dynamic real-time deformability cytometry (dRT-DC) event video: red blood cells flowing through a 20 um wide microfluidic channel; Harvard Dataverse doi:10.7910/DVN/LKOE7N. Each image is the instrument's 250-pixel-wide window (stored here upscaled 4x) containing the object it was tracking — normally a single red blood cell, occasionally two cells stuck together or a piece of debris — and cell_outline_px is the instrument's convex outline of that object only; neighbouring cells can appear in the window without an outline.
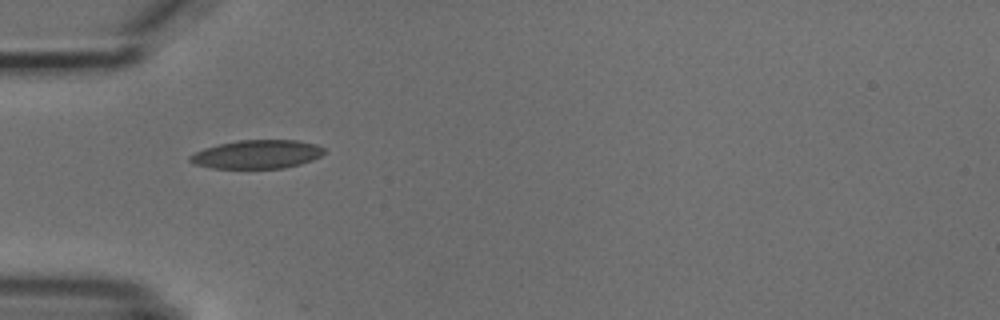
{"species": "common noctule bat (a hibernating species)", "species_latin": "Nyctalus noctula", "temperature_condition": "cold", "stored_images_in_passage": 3, "camera_frame_rate_fps": 3000, "um_per_image_px": 0.085, "animal": {"sex": "male", "body_mass_g": 18.8}, "frame": {"image": 1, "passage_image": 1, "time_ms": 0.0, "image_size_px": [1000, 320], "cell_outline_px": [[324, 152], [320, 156], [312, 160], [300, 164], [284, 168], [212, 168], [192, 164], [188, 160], [188, 156], [204, 148], [236, 140], [296, 140], [316, 144], [324, 148]], "centroid_in_image_um": [21.82, 13.12], "position_along_channel_um": 63.2, "area_um2": 22.37}}
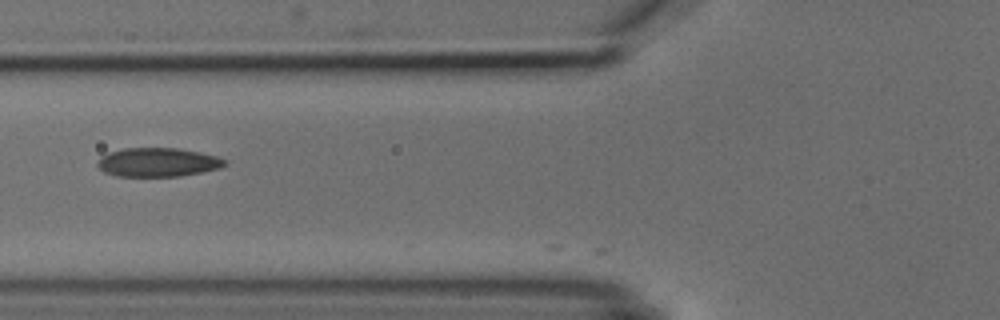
{"frame": {"image": 2, "passage_image": 2, "time_ms": 1.333, "image_size_px": [1000, 320], "cell_outline_px": [[228, 164], [220, 168], [180, 176], [116, 176], [104, 172], [96, 164], [96, 160], [100, 156], [108, 152], [124, 148], [180, 148], [200, 152], [216, 156], [228, 160]], "centroid_in_image_um": [13.4, 13.78], "position_along_channel_um": 112.4, "area_um2": 21.62}}